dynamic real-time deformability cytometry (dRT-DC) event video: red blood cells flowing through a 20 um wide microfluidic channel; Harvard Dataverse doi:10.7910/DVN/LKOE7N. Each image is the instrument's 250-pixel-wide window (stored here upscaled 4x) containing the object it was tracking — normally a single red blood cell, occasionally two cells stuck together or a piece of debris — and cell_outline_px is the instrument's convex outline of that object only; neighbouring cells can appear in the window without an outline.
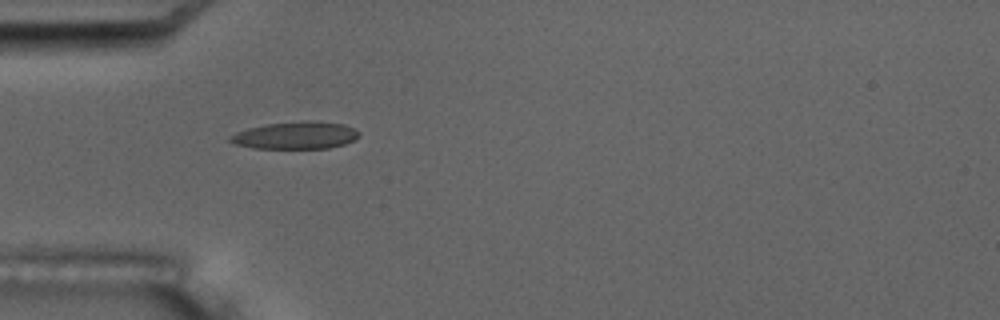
{"species": "common noctule bat (a hibernating species)", "species_latin": "Nyctalus noctula", "temperature_condition": "room temperature", "stored_images_in_passage": 3, "camera_frame_rate_fps": 3000, "um_per_image_px": 0.085, "animal": {"sex": "male", "body_mass_g": 17.5, "forearm_length_mm": 52.3}, "frame": {"image": 1, "passage_image": 2, "time_ms": 1.333, "image_size_px": [1000, 320], "cell_outline_px": [[360, 136], [356, 140], [344, 144], [328, 148], [252, 148], [236, 144], [228, 140], [228, 136], [236, 132], [248, 128], [268, 124], [300, 120], [316, 120], [344, 124], [360, 132]], "centroid_in_image_um": [25.15, 11.49], "position_along_channel_um": 59.8, "area_um2": 20.75}}